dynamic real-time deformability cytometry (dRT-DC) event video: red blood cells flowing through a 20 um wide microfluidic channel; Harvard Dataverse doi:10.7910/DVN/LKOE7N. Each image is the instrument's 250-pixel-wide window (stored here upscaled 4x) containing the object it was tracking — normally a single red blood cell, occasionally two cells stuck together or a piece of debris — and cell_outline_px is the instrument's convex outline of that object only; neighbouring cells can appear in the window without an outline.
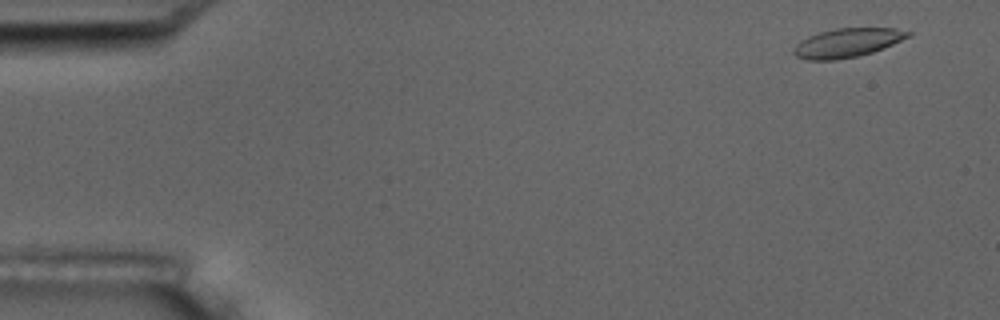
{"species": "common noctule bat (a hibernating species)", "species_latin": "Nyctalus noctula", "temperature_condition": "room temperature", "stored_images_in_passage": 5, "camera_frame_rate_fps": 3000, "um_per_image_px": 0.085, "animal": {"sex": "male", "body_mass_g": 17.5, "forearm_length_mm": 52.3}, "frame": {"image": 1, "passage_image": 1, "time_ms": 0.0, "image_size_px": [1000, 320], "cell_outline_px": [[912, 36], [872, 52], [856, 56], [836, 60], [808, 60], [796, 56], [792, 52], [792, 48], [800, 40], [808, 36], [820, 32], [836, 28], [896, 28], [912, 32]], "centroid_in_image_um": [72.0, 3.63], "position_along_channel_um": 13.0, "area_um2": 19.31}}